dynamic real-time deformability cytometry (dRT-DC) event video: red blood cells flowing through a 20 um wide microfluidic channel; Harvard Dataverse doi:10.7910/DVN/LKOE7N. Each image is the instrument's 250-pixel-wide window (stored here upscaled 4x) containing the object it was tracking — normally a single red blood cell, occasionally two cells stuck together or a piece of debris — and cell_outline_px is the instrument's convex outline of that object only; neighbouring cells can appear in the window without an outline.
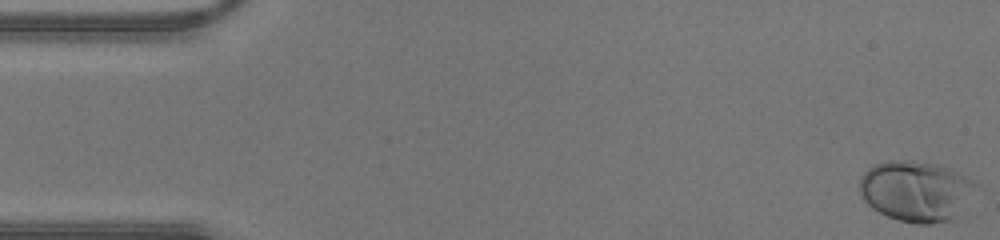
{"species": "human", "species_latin": "Homo sapiens", "temperature_condition": "warm", "stored_images_in_passage": 36, "camera_frame_rate_fps": 3000, "um_per_image_px": 0.085, "donor": {"sex": "male"}, "frame": {"image": 1, "passage_image": 1, "time_ms": 0.0, "image_size_px": [1000, 240], "cell_outline_px": [[980, 184], [952, 220], [928, 224], [916, 224], [900, 220], [888, 216], [872, 208], [860, 196], [860, 176], [868, 168], [876, 164], [888, 160], [904, 160], [936, 164], [948, 168]], "centroid_in_image_um": [77.83, 16.23], "position_along_channel_um": 7.2, "area_um2": 40.75}}
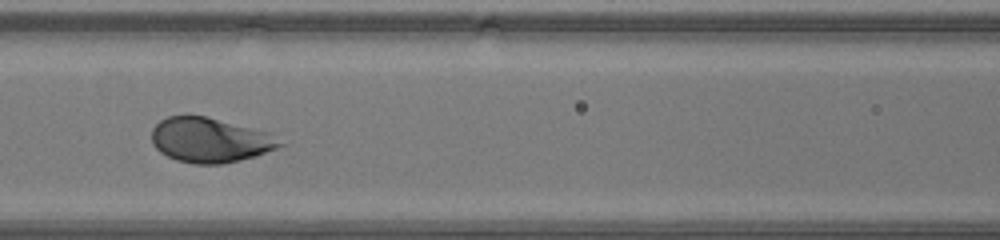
{"frame": {"image": 2, "passage_image": 19, "time_ms": 6.0, "image_size_px": [1000, 240], "cell_outline_px": [[284, 144], [276, 148], [256, 156], [240, 160], [220, 164], [192, 164], [176, 160], [160, 152], [152, 144], [152, 128], [160, 120], [168, 116], [204, 116], [268, 132]], "centroid_in_image_um": [17.81, 11.92], "position_along_channel_um": 148.8, "area_um2": 33.12}}
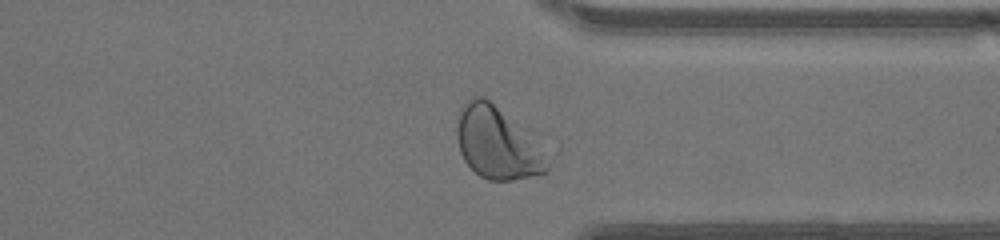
{"frame": {"image": 3, "passage_image": 33, "time_ms": 10.667, "image_size_px": [1000, 240], "cell_outline_px": [[556, 156], [548, 172], [512, 180], [488, 180], [480, 176], [464, 160], [460, 152], [456, 136], [456, 128], [460, 108], [468, 100], [476, 96], [484, 96], [556, 152]], "centroid_in_image_um": [42.44, 12.18], "position_along_channel_um": 369.0, "area_um2": 39.71}}